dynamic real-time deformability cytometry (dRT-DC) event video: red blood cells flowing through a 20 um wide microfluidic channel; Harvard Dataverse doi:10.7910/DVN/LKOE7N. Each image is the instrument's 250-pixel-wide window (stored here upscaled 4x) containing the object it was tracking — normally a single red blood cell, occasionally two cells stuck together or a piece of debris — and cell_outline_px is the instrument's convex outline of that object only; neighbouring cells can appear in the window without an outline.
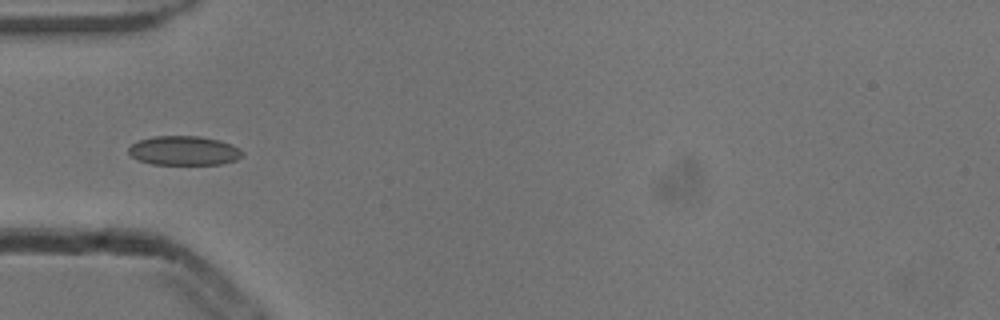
{"species": "common noctule bat (a hibernating species)", "species_latin": "Nyctalus noctula", "temperature_condition": "cold", "stored_images_in_passage": 9, "camera_frame_rate_fps": 3000, "um_per_image_px": 0.085, "animal": {"sex": "male", "body_mass_g": 13.3}, "frame": {"image": 1, "passage_image": 6, "time_ms": 1.667, "image_size_px": [1000, 320], "cell_outline_px": [[244, 156], [236, 160], [220, 164], [152, 164], [136, 160], [128, 152], [128, 148], [132, 144], [140, 140], [152, 136], [200, 136], [220, 140], [232, 144], [240, 148], [244, 152]], "centroid_in_image_um": [15.67, 12.8], "position_along_channel_um": 69.3, "area_um2": 19.59}}
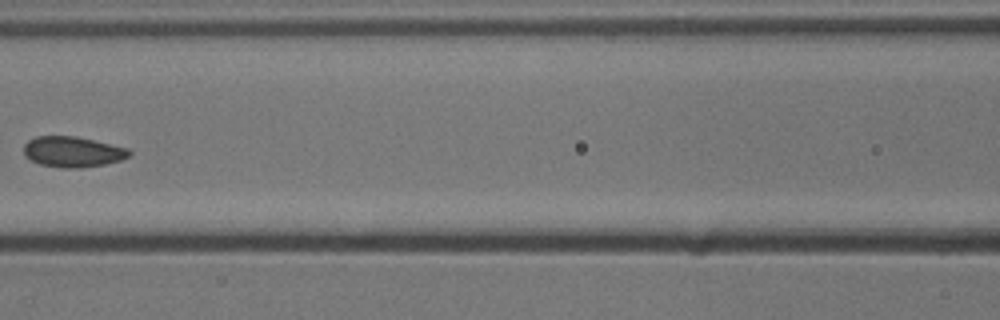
{"frame": {"image": 2, "passage_image": 8, "time_ms": 2.333, "image_size_px": [1000, 320], "cell_outline_px": [[132, 156], [120, 160], [104, 164], [76, 168], [64, 168], [40, 164], [24, 156], [24, 144], [28, 140], [36, 136], [76, 136], [128, 148], [132, 152]], "centroid_in_image_um": [6.18, 12.89], "position_along_channel_um": 160.4, "area_um2": 18.79}}
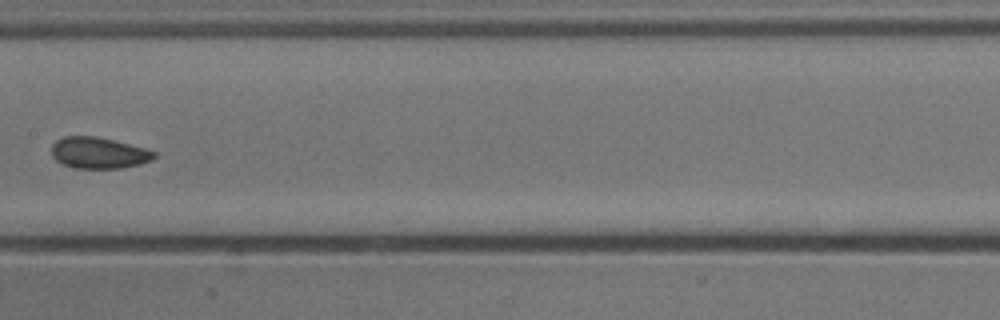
{"frame": {"image": 3, "passage_image": 9, "time_ms": 2.667, "image_size_px": [1000, 320], "cell_outline_px": [[156, 156], [152, 160], [140, 164], [120, 168], [76, 168], [64, 164], [56, 160], [52, 156], [52, 144], [56, 140], [64, 136], [96, 136], [144, 148], [156, 152]], "centroid_in_image_um": [8.38, 12.99], "position_along_channel_um": 199.0, "area_um2": 18.55}}